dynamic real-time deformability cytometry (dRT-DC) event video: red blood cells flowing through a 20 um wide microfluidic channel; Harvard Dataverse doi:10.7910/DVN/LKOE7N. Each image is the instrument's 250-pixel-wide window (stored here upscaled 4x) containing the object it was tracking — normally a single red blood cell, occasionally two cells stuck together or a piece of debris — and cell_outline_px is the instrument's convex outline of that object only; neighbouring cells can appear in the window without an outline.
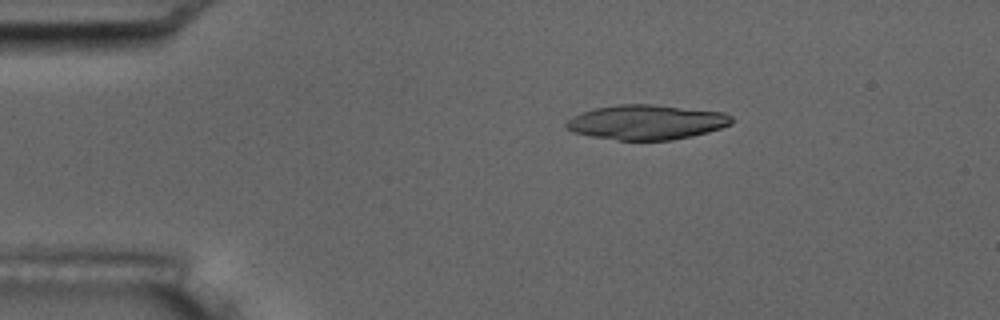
{"species": "common noctule bat (a hibernating species)", "species_latin": "Nyctalus noctula", "temperature_condition": "room temperature", "stored_images_in_passage": 5, "camera_frame_rate_fps": 3000, "um_per_image_px": 0.085, "animal": {"sex": "male", "body_mass_g": 17.5, "forearm_length_mm": 52.3}, "frame": {"image": 1, "passage_image": 2, "time_ms": 1.333, "image_size_px": [1000, 320], "cell_outline_px": [[732, 124], [708, 132], [692, 136], [672, 140], [616, 140], [592, 136], [572, 132], [564, 124], [572, 116], [596, 108], [620, 104], [652, 104], [724, 112], [732, 116]], "centroid_in_image_um": [54.97, 10.39], "position_along_channel_um": 30.0, "area_um2": 33.41}}